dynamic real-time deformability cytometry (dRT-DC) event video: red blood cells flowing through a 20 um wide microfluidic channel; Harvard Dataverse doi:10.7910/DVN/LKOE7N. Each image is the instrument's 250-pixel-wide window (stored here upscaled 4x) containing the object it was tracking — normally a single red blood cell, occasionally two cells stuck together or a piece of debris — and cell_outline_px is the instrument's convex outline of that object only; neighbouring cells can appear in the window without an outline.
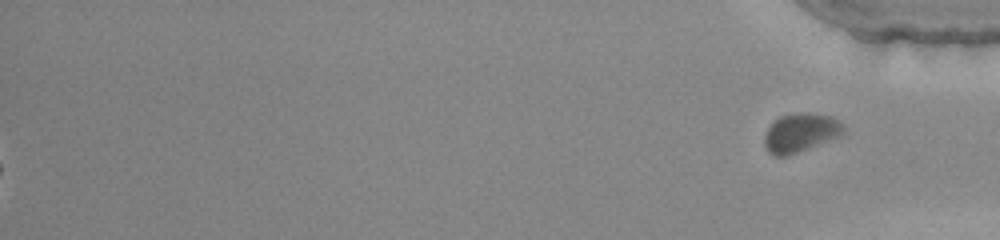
{"species": "common noctule bat (a hibernating species)", "species_latin": "Nyctalus noctula", "temperature_condition": "warm", "stored_images_in_passage": 52, "segment_of_instrument_passage": [2, 2], "camera_frame_rate_fps": 3000, "um_per_image_px": 0.085, "animal": {"sex": "female", "body_mass_g": 22.0, "forearm_length_mm": 56.7}, "frame": {"image": 1, "passage_image": 52, "time_ms": 17.0, "image_size_px": [1000, 240], "cell_outline_px": [[844, 132], [840, 136], [796, 152], [784, 156], [776, 156], [768, 152], [764, 144], [764, 136], [768, 128], [780, 116], [800, 112], [808, 112], [832, 116], [844, 124]], "centroid_in_image_um": [68.06, 11.25], "position_along_channel_um": 367.1, "area_um2": 17.69}}